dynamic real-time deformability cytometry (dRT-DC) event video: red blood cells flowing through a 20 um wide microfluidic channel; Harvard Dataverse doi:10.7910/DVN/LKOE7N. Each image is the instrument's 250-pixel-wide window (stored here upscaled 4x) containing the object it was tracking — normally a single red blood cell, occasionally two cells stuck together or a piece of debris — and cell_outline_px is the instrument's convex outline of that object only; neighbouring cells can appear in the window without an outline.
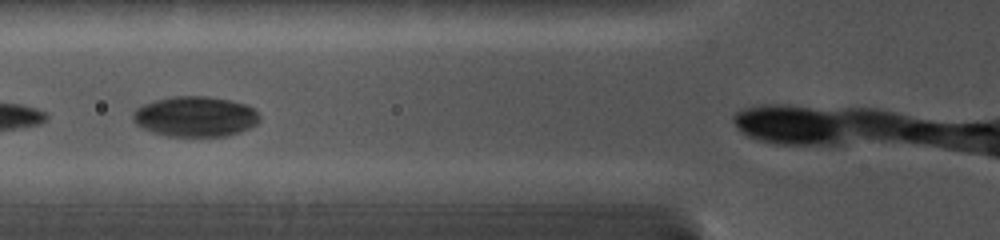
{"species": "common noctule bat (a hibernating species)", "species_latin": "Nyctalus noctula", "temperature_condition": "cold", "stored_images_in_passage": 4, "camera_frame_rate_fps": 5000, "um_per_image_px": 0.085, "animal": {"sex": "female", "body_mass_g": 19.0, "forearm_length_mm": 56.7}, "frame": {"image": 1, "passage_image": 3, "time_ms": 1.4, "image_size_px": [1000, 240], "cell_outline_px": [[260, 120], [256, 124], [240, 132], [224, 136], [168, 136], [152, 132], [136, 124], [132, 120], [132, 112], [136, 108], [144, 104], [156, 100], [172, 96], [208, 96], [232, 100], [244, 104], [252, 108], [260, 116]], "centroid_in_image_um": [16.58, 9.9], "position_along_channel_um": 109.2, "area_um2": 29.77}}